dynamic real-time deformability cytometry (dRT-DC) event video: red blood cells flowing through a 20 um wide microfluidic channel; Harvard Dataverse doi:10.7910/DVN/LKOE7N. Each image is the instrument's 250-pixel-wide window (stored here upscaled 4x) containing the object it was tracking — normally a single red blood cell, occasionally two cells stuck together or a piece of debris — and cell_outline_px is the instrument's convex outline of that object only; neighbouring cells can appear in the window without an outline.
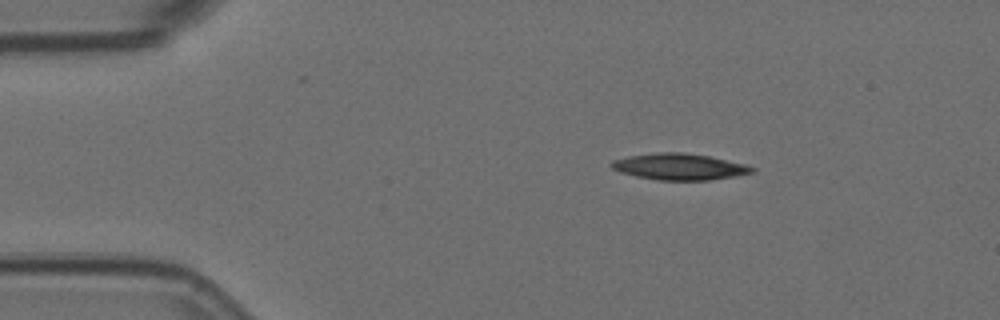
{"species": "Egyptian fruit bat (a non-hibernating species)", "species_latin": "Rousettus aegyptiacus", "temperature_condition": "room temperature", "stored_images_in_passage": 42, "camera_frame_rate_fps": 3000, "um_per_image_px": 0.085, "animal": {"sex": "female"}, "frame": {"image": 1, "passage_image": 1, "time_ms": 0.0, "image_size_px": [1000, 320], "cell_outline_px": [[756, 172], [708, 180], [656, 180], [636, 176], [620, 172], [612, 168], [608, 164], [612, 160], [628, 156], [656, 152], [684, 152], [708, 156], [744, 164], [756, 168]], "centroid_in_image_um": [57.7, 14.16], "position_along_channel_um": 27.3, "area_um2": 21.56}}
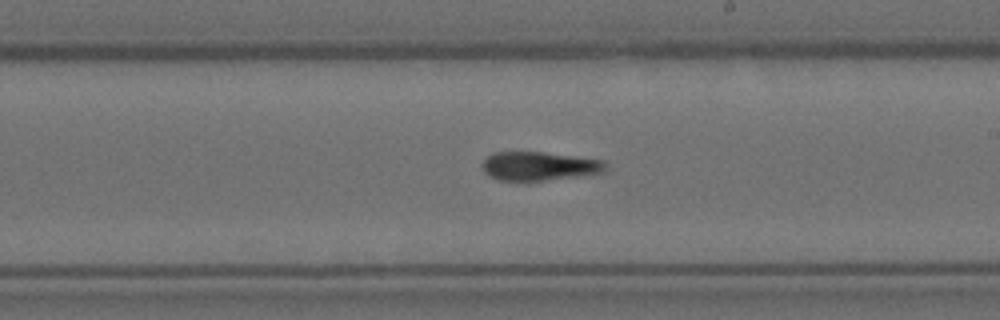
{"frame": {"image": 2, "passage_image": 24, "time_ms": 7.667, "image_size_px": [1000, 320], "cell_outline_px": [[604, 172], [580, 176], [544, 180], [496, 180], [488, 176], [484, 172], [480, 164], [492, 152], [544, 152], [604, 160]], "centroid_in_image_um": [45.77, 14.11], "position_along_channel_um": 243.2, "area_um2": 20.63}}
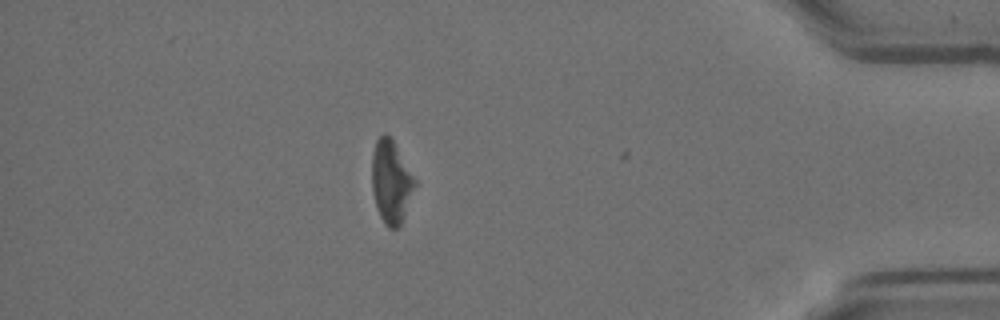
{"frame": {"image": 3, "passage_image": 41, "time_ms": 13.333, "image_size_px": [1000, 320], "cell_outline_px": [[416, 184], [400, 224], [396, 228], [388, 228], [384, 224], [380, 216], [376, 204], [372, 188], [372, 156], [376, 140], [384, 132], [392, 140], [416, 180]], "centroid_in_image_um": [33.22, 15.45], "position_along_channel_um": 402.0, "area_um2": 20.17}, "authors_computed_cell_mechanics": {"area_um2": 21.5883, "velocity_mm_per_s": 3.5741, "shape_relaxation_time_tau1_ms": 8.5656, "shape_relaxation_time_tau2_ms": 6.1318, "deformation_change_tau1": 0.2045, "deformation_change_tau2": 0.1667}}